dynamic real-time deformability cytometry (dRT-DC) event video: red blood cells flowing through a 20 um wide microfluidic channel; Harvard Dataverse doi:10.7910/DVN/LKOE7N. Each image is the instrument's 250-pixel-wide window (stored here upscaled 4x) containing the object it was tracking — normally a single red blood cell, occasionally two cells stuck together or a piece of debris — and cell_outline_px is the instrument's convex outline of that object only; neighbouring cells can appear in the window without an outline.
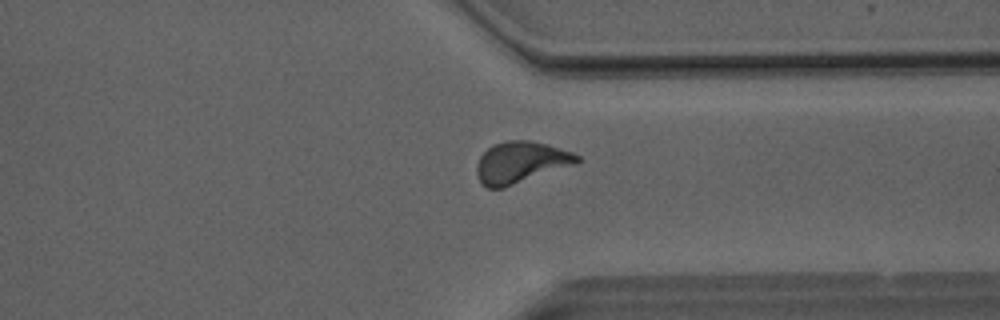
{"species": "Egyptian fruit bat (a non-hibernating species)", "species_latin": "Rousettus aegyptiacus", "temperature_condition": "room temperature", "stored_images_in_passage": 35, "camera_frame_rate_fps": 3000, "um_per_image_px": 0.085, "animal": {"sex": "male"}, "frame": {"image": 1, "passage_image": 30, "time_ms": 9.667, "image_size_px": [1000, 320], "cell_outline_px": [[580, 160], [576, 164], [504, 188], [488, 188], [480, 184], [476, 172], [476, 164], [480, 156], [492, 144], [508, 140], [528, 140], [548, 144], [572, 152], [580, 156]], "centroid_in_image_um": [44.24, 13.8], "position_along_channel_um": 367.2, "area_um2": 24.51}}